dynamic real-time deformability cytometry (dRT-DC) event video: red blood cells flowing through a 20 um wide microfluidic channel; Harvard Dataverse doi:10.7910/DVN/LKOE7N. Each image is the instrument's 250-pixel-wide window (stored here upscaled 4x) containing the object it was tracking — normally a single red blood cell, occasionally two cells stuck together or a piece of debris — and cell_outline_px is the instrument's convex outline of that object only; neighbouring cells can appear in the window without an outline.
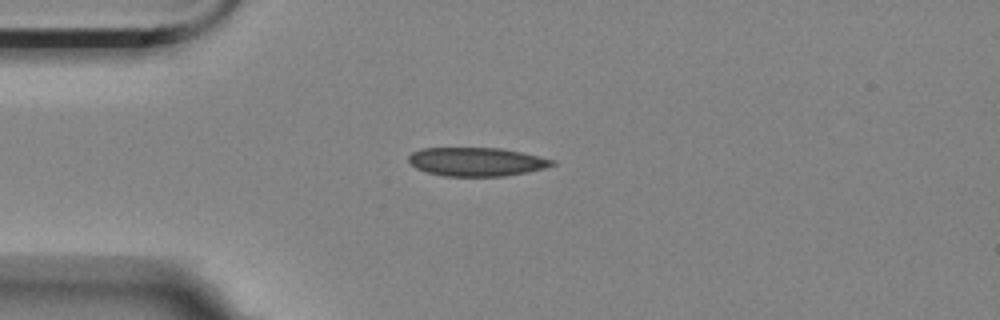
{"species": "Egyptian fruit bat (a non-hibernating species)", "species_latin": "Rousettus aegyptiacus", "temperature_condition": "room temperature", "stored_images_in_passage": 7, "camera_frame_rate_fps": 3000, "um_per_image_px": 0.085, "animal": {"sex": "female"}, "frame": {"image": 1, "passage_image": 1, "time_ms": 0.0, "image_size_px": [1000, 320], "cell_outline_px": [[556, 164], [544, 168], [528, 172], [504, 176], [444, 176], [428, 172], [416, 168], [408, 160], [408, 156], [412, 152], [420, 148], [500, 148], [520, 152], [556, 160]], "centroid_in_image_um": [40.51, 13.75], "position_along_channel_um": 44.5, "area_um2": 23.93}}
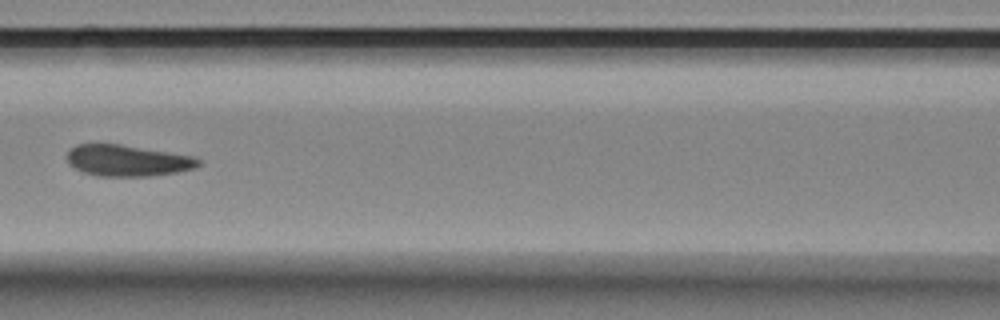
{"frame": {"image": 2, "passage_image": 4, "time_ms": 1.0, "image_size_px": [1000, 320], "cell_outline_px": [[200, 164], [196, 168], [176, 172], [148, 176], [96, 176], [72, 168], [68, 164], [68, 152], [76, 144], [120, 144], [192, 156], [200, 160]], "centroid_in_image_um": [10.81, 13.65], "position_along_channel_um": 155.8, "area_um2": 23.81}}
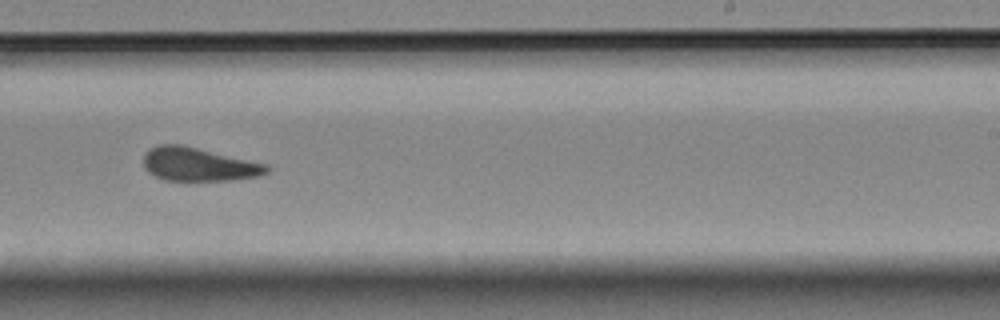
{"frame": {"image": 3, "passage_image": 7, "time_ms": 2.0, "image_size_px": [1000, 320], "cell_outline_px": [[272, 168], [268, 172], [260, 176], [228, 180], [164, 180], [148, 172], [144, 168], [144, 156], [152, 148], [160, 144], [180, 144], [268, 164]], "centroid_in_image_um": [16.92, 13.97], "position_along_channel_um": 272.1, "area_um2": 23.87}}